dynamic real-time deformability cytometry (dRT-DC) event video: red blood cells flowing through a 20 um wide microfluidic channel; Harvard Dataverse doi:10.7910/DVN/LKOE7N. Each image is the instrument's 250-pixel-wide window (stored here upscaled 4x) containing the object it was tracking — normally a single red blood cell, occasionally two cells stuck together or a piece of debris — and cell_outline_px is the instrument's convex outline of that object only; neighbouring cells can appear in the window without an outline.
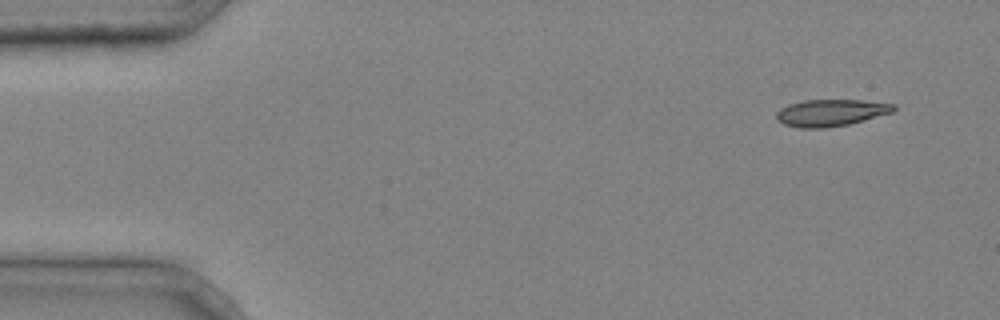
{"species": "common noctule bat (a hibernating species)", "species_latin": "Nyctalus noctula", "temperature_condition": "cold", "stored_images_in_passage": 4, "camera_frame_rate_fps": 3000, "um_per_image_px": 0.085, "animal": {"sex": "male", "body_mass_g": 20.4}, "frame": {"image": 1, "passage_image": 1, "time_ms": 0.0, "image_size_px": [1000, 320], "cell_outline_px": [[896, 108], [892, 112], [864, 120], [848, 124], [824, 128], [800, 128], [784, 124], [776, 120], [776, 112], [780, 108], [788, 104], [804, 100], [860, 100], [896, 104]], "centroid_in_image_um": [70.59, 9.58], "position_along_channel_um": 14.4, "area_um2": 18.32}}
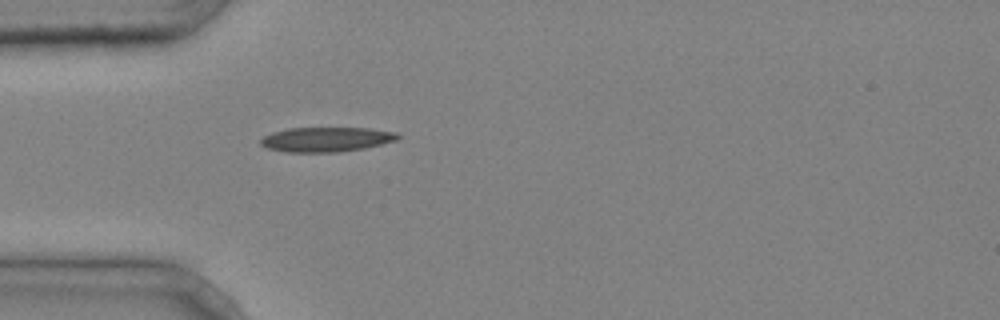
{"frame": {"image": 2, "passage_image": 4, "time_ms": 1.0, "image_size_px": [1000, 320], "cell_outline_px": [[400, 136], [396, 140], [364, 148], [336, 152], [288, 152], [268, 148], [260, 144], [260, 140], [264, 136], [272, 132], [288, 128], [368, 128], [396, 132]], "centroid_in_image_um": [27.71, 11.84], "position_along_channel_um": 57.3, "area_um2": 19.54}}